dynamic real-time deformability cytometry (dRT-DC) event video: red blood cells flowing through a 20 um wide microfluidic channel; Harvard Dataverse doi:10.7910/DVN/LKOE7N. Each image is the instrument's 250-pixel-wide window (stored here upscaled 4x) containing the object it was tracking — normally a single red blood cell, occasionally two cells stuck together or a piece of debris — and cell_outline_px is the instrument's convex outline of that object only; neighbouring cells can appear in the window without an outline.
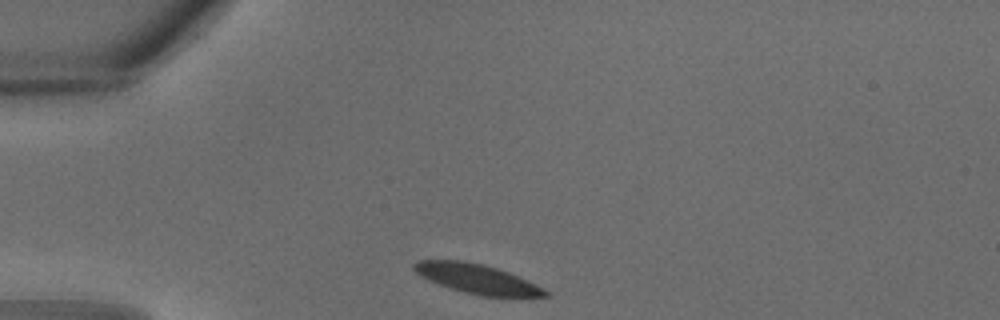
{"species": "common noctule bat (a hibernating species)", "species_latin": "Nyctalus noctula", "temperature_condition": "warm", "stored_images_in_passage": 26, "camera_frame_rate_fps": 3000, "um_per_image_px": 0.085, "animal": {"sex": "male", "body_mass_g": 18.8}, "frame": {"image": 1, "passage_image": 1, "time_ms": 0.0, "image_size_px": [1000, 320], "cell_outline_px": [[552, 292], [548, 296], [480, 296], [448, 288], [428, 280], [420, 276], [412, 268], [412, 264], [416, 260], [464, 260], [484, 264], [508, 272], [544, 288]], "centroid_in_image_um": [40.5, 23.69], "position_along_channel_um": 44.5, "area_um2": 22.6}}
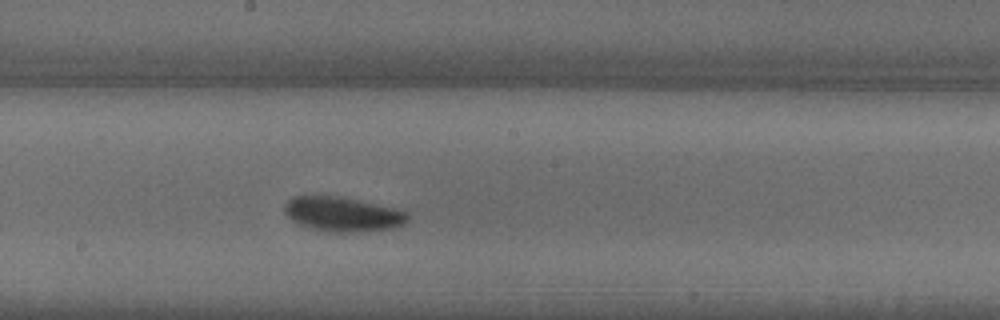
{"frame": {"image": 2, "passage_image": 11, "time_ms": 3.333, "image_size_px": [1000, 320], "cell_outline_px": [[408, 220], [404, 224], [392, 228], [360, 232], [324, 232], [300, 224], [292, 220], [284, 212], [284, 204], [292, 196], [336, 196], [408, 208]], "centroid_in_image_um": [29.22, 18.19], "position_along_channel_um": 219.0, "area_um2": 25.43}}
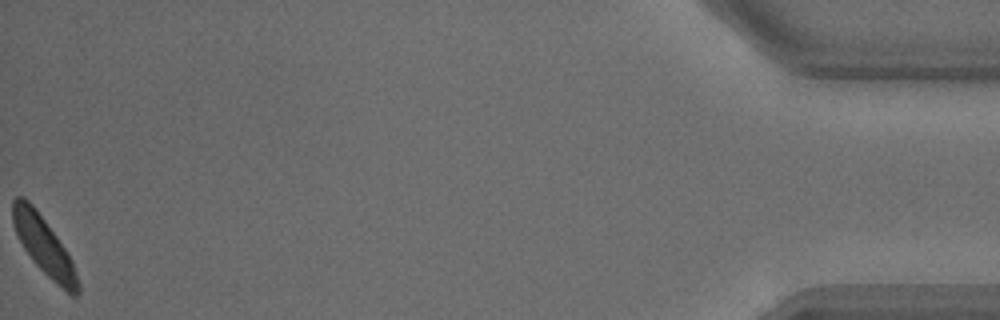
{"frame": {"image": 3, "passage_image": 26, "time_ms": 8.333, "image_size_px": [1000, 320], "cell_outline_px": [[80, 292], [76, 296], [72, 296], [56, 284], [32, 260], [24, 248], [12, 224], [12, 200], [16, 196], [24, 196], [32, 204], [56, 236], [72, 260], [80, 284]], "centroid_in_image_um": [3.73, 20.9], "position_along_channel_um": 431.5, "area_um2": 21.73}}